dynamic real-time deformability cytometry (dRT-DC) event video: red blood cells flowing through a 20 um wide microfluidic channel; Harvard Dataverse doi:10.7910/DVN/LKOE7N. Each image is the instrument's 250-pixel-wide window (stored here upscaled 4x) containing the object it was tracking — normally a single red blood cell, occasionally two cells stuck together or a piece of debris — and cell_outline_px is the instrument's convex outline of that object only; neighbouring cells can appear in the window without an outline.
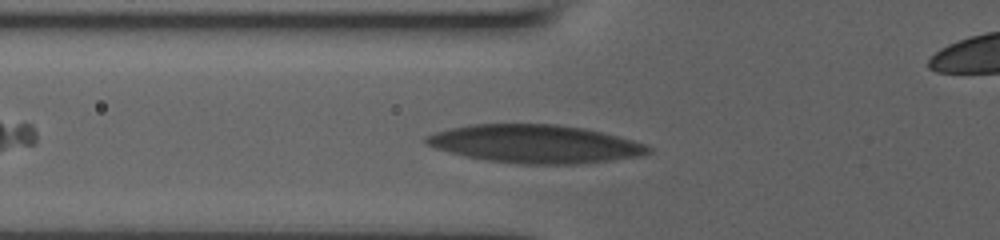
{"species": "human", "species_latin": "Homo sapiens", "temperature_condition": "room temperature", "stored_images_in_passage": 11, "camera_frame_rate_fps": 3000, "um_per_image_px": 0.085, "donor": {"sex": "male"}, "frame": {"image": 1, "passage_image": 7, "time_ms": 2.0, "image_size_px": [1000, 240], "cell_outline_px": [[652, 152], [644, 156], [576, 164], [520, 164], [488, 160], [468, 156], [436, 148], [424, 144], [424, 136], [436, 132], [452, 128], [472, 124], [556, 124], [584, 128], [632, 140], [644, 144], [652, 148]], "centroid_in_image_um": [45.5, 12.23], "position_along_channel_um": 80.3, "area_um2": 49.13}}
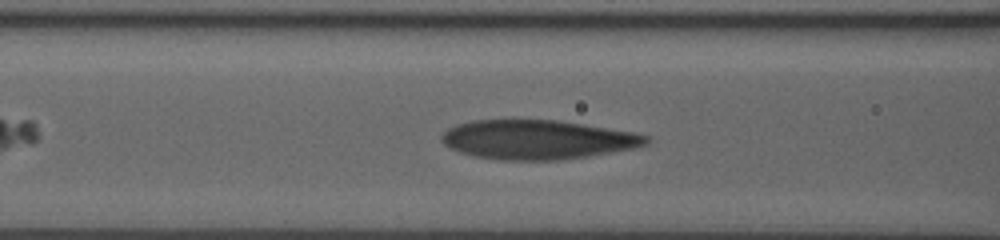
{"frame": {"image": 2, "passage_image": 10, "time_ms": 3.0, "image_size_px": [1000, 240], "cell_outline_px": [[652, 140], [648, 144], [636, 148], [588, 156], [560, 160], [500, 160], [472, 156], [448, 148], [440, 140], [440, 136], [448, 128], [456, 124], [472, 120], [556, 120], [584, 124], [632, 132], [648, 136]], "centroid_in_image_um": [45.66, 11.87], "position_along_channel_um": 120.9, "area_um2": 47.05}}